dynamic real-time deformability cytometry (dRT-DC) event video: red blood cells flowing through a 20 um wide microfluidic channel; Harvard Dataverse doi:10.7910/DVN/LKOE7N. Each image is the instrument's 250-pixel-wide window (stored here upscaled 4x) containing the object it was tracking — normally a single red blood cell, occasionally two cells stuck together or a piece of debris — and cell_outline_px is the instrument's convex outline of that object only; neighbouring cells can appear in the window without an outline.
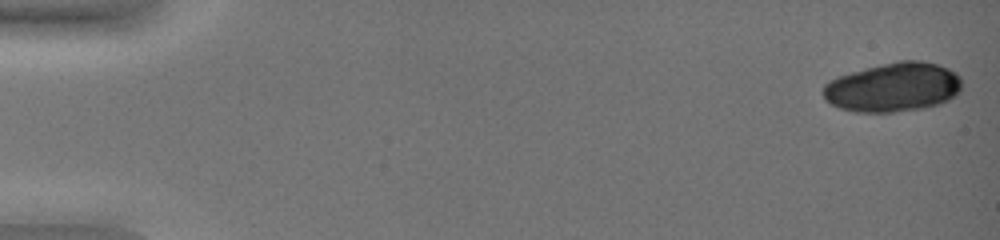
{"species": "common noctule bat (a hibernating species)", "species_latin": "Nyctalus noctula", "temperature_condition": "warm", "stored_images_in_passage": 7, "camera_frame_rate_fps": 3000, "um_per_image_px": 0.085, "animal": {"sex": "female", "body_mass_g": 19.0, "forearm_length_mm": 51.5}, "frame": {"image": 1, "passage_image": 1, "time_ms": 0.0, "image_size_px": [1000, 240], "cell_outline_px": [[960, 92], [956, 96], [940, 104], [924, 108], [892, 112], [856, 112], [840, 108], [824, 100], [820, 92], [824, 84], [828, 80], [836, 76], [864, 68], [900, 60], [924, 60], [940, 64], [956, 72], [960, 76]], "centroid_in_image_um": [75.9, 7.4], "position_along_channel_um": 9.1, "area_um2": 40.4}}